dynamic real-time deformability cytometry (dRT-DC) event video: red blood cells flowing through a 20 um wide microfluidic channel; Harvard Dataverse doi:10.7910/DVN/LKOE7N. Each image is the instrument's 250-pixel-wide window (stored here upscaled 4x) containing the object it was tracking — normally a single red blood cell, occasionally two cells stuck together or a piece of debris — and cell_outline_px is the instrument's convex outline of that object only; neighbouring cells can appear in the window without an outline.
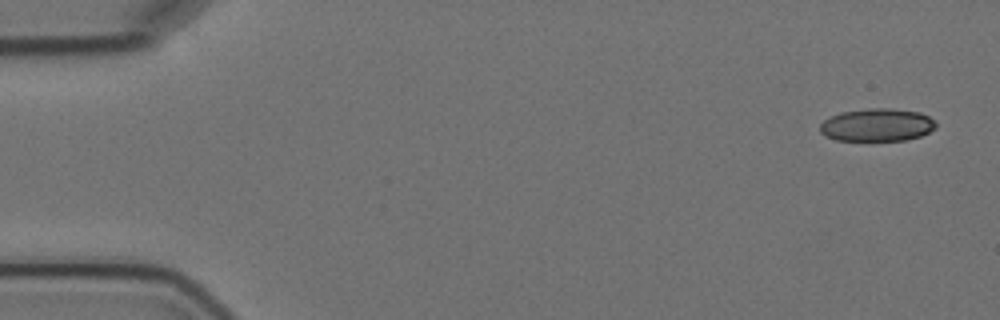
{"species": "Egyptian fruit bat (a non-hibernating species)", "species_latin": "Rousettus aegyptiacus", "temperature_condition": "cold", "stored_images_in_passage": 5, "camera_frame_rate_fps": 3000, "um_per_image_px": 0.085, "animal": {"sex": "female"}, "frame": {"image": 1, "passage_image": 1, "time_ms": 0.0, "image_size_px": [1000, 320], "cell_outline_px": [[936, 128], [920, 136], [904, 140], [836, 140], [824, 136], [820, 132], [820, 124], [824, 120], [840, 112], [868, 108], [892, 108], [920, 112], [928, 116], [936, 124]], "centroid_in_image_um": [74.53, 10.61], "position_along_channel_um": 10.5, "area_um2": 22.14}}